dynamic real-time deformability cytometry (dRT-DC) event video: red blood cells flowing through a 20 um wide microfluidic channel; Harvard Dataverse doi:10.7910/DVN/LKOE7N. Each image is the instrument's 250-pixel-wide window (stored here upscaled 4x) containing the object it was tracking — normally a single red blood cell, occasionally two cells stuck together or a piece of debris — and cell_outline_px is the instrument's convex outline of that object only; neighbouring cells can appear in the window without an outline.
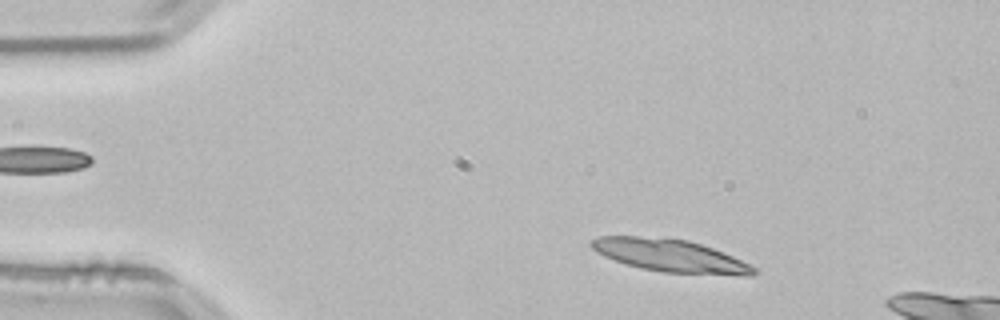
{"species": "common noctule bat (a hibernating species)", "species_latin": "Nyctalus noctula", "temperature_condition": "room temperature", "stored_images_in_passage": 50, "segment_of_instrument_passage": [1, 2], "camera_frame_rate_fps": 3000, "um_per_image_px": 0.085, "animal": {"sex": "male", "body_mass_g": 21.5, "forearm_length_mm": 52.0}, "frame": {"image": 1, "passage_image": 5, "time_ms": 1.333, "image_size_px": [1000, 320], "cell_outline_px": [[756, 272], [752, 276], [744, 276], [664, 272], [640, 268], [604, 256], [596, 252], [588, 244], [592, 240], [600, 236], [636, 236], [688, 240], [712, 248], [732, 256], [756, 268]], "centroid_in_image_um": [56.97, 21.74], "position_along_channel_um": 28.0, "area_um2": 30.52}}